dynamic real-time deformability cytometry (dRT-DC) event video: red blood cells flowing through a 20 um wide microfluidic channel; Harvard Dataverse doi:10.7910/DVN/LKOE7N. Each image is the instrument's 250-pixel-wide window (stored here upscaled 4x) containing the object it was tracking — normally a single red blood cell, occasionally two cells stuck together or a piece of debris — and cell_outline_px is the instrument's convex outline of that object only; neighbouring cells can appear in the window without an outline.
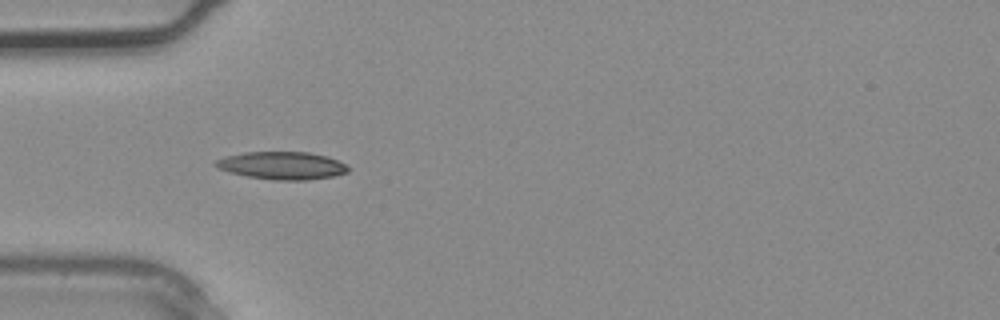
{"species": "common noctule bat (a hibernating species)", "species_latin": "Nyctalus noctula", "temperature_condition": "warm", "stored_images_in_passage": 3, "camera_frame_rate_fps": 3000, "um_per_image_px": 0.085, "animal": {"sex": "male", "body_mass_g": 20.4}, "frame": {"image": 1, "passage_image": 3, "time_ms": 0.667, "image_size_px": [1000, 320], "cell_outline_px": [[352, 168], [348, 172], [336, 176], [308, 180], [272, 180], [248, 176], [228, 172], [212, 164], [216, 160], [224, 156], [244, 152], [308, 152], [328, 156]], "centroid_in_image_um": [23.99, 14.07], "position_along_channel_um": 61.0, "area_um2": 21.56}}